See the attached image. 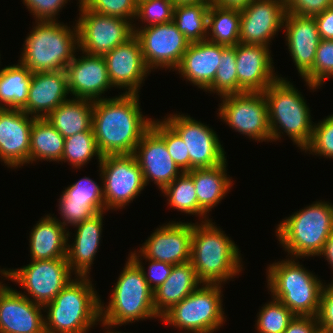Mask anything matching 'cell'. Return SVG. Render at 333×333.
<instances>
[{"label":"cell","instance_id":"obj_33","mask_svg":"<svg viewBox=\"0 0 333 333\" xmlns=\"http://www.w3.org/2000/svg\"><path fill=\"white\" fill-rule=\"evenodd\" d=\"M64 140L46 118H35L30 132V162L61 161Z\"/></svg>","mask_w":333,"mask_h":333},{"label":"cell","instance_id":"obj_53","mask_svg":"<svg viewBox=\"0 0 333 333\" xmlns=\"http://www.w3.org/2000/svg\"><path fill=\"white\" fill-rule=\"evenodd\" d=\"M253 0H213L212 2L227 8L243 9Z\"/></svg>","mask_w":333,"mask_h":333},{"label":"cell","instance_id":"obj_45","mask_svg":"<svg viewBox=\"0 0 333 333\" xmlns=\"http://www.w3.org/2000/svg\"><path fill=\"white\" fill-rule=\"evenodd\" d=\"M304 150L333 158V114L314 124L311 141Z\"/></svg>","mask_w":333,"mask_h":333},{"label":"cell","instance_id":"obj_36","mask_svg":"<svg viewBox=\"0 0 333 333\" xmlns=\"http://www.w3.org/2000/svg\"><path fill=\"white\" fill-rule=\"evenodd\" d=\"M162 193L167 196L170 207L199 217L204 216V221L210 220L206 218L207 213L198 205L193 178L187 172L176 177L162 190Z\"/></svg>","mask_w":333,"mask_h":333},{"label":"cell","instance_id":"obj_10","mask_svg":"<svg viewBox=\"0 0 333 333\" xmlns=\"http://www.w3.org/2000/svg\"><path fill=\"white\" fill-rule=\"evenodd\" d=\"M3 277L19 283L33 299L44 306L72 280L67 259L32 260L20 269L0 270Z\"/></svg>","mask_w":333,"mask_h":333},{"label":"cell","instance_id":"obj_28","mask_svg":"<svg viewBox=\"0 0 333 333\" xmlns=\"http://www.w3.org/2000/svg\"><path fill=\"white\" fill-rule=\"evenodd\" d=\"M200 284L190 261L173 265L168 278L154 291V308L158 318L190 295Z\"/></svg>","mask_w":333,"mask_h":333},{"label":"cell","instance_id":"obj_23","mask_svg":"<svg viewBox=\"0 0 333 333\" xmlns=\"http://www.w3.org/2000/svg\"><path fill=\"white\" fill-rule=\"evenodd\" d=\"M8 287L0 298V333H45L43 306Z\"/></svg>","mask_w":333,"mask_h":333},{"label":"cell","instance_id":"obj_31","mask_svg":"<svg viewBox=\"0 0 333 333\" xmlns=\"http://www.w3.org/2000/svg\"><path fill=\"white\" fill-rule=\"evenodd\" d=\"M226 160L211 168H196L187 172L194 182L198 205L209 213L231 189V177L226 173Z\"/></svg>","mask_w":333,"mask_h":333},{"label":"cell","instance_id":"obj_2","mask_svg":"<svg viewBox=\"0 0 333 333\" xmlns=\"http://www.w3.org/2000/svg\"><path fill=\"white\" fill-rule=\"evenodd\" d=\"M201 220V224L193 223L190 263L202 284H222L242 271L241 254L221 228Z\"/></svg>","mask_w":333,"mask_h":333},{"label":"cell","instance_id":"obj_34","mask_svg":"<svg viewBox=\"0 0 333 333\" xmlns=\"http://www.w3.org/2000/svg\"><path fill=\"white\" fill-rule=\"evenodd\" d=\"M240 18V9L222 7L211 2L208 12V38L206 40L225 46L239 44Z\"/></svg>","mask_w":333,"mask_h":333},{"label":"cell","instance_id":"obj_38","mask_svg":"<svg viewBox=\"0 0 333 333\" xmlns=\"http://www.w3.org/2000/svg\"><path fill=\"white\" fill-rule=\"evenodd\" d=\"M235 46H226L221 52L220 64L213 83L206 89L220 97L238 93Z\"/></svg>","mask_w":333,"mask_h":333},{"label":"cell","instance_id":"obj_32","mask_svg":"<svg viewBox=\"0 0 333 333\" xmlns=\"http://www.w3.org/2000/svg\"><path fill=\"white\" fill-rule=\"evenodd\" d=\"M31 79L32 72L22 64L1 69L0 108L22 110L26 106Z\"/></svg>","mask_w":333,"mask_h":333},{"label":"cell","instance_id":"obj_50","mask_svg":"<svg viewBox=\"0 0 333 333\" xmlns=\"http://www.w3.org/2000/svg\"><path fill=\"white\" fill-rule=\"evenodd\" d=\"M317 319L320 330L333 333V280L323 287Z\"/></svg>","mask_w":333,"mask_h":333},{"label":"cell","instance_id":"obj_40","mask_svg":"<svg viewBox=\"0 0 333 333\" xmlns=\"http://www.w3.org/2000/svg\"><path fill=\"white\" fill-rule=\"evenodd\" d=\"M331 76L333 77V40L321 39L313 67L303 78L309 88L314 90Z\"/></svg>","mask_w":333,"mask_h":333},{"label":"cell","instance_id":"obj_14","mask_svg":"<svg viewBox=\"0 0 333 333\" xmlns=\"http://www.w3.org/2000/svg\"><path fill=\"white\" fill-rule=\"evenodd\" d=\"M134 35L141 44L143 59L147 68H171L176 70L183 55L190 45L189 40L178 30L171 21L136 29Z\"/></svg>","mask_w":333,"mask_h":333},{"label":"cell","instance_id":"obj_21","mask_svg":"<svg viewBox=\"0 0 333 333\" xmlns=\"http://www.w3.org/2000/svg\"><path fill=\"white\" fill-rule=\"evenodd\" d=\"M269 46L239 43L235 45L238 93L264 92L279 77L274 76V66Z\"/></svg>","mask_w":333,"mask_h":333},{"label":"cell","instance_id":"obj_43","mask_svg":"<svg viewBox=\"0 0 333 333\" xmlns=\"http://www.w3.org/2000/svg\"><path fill=\"white\" fill-rule=\"evenodd\" d=\"M79 2L90 11L130 22L137 15L136 0H79Z\"/></svg>","mask_w":333,"mask_h":333},{"label":"cell","instance_id":"obj_6","mask_svg":"<svg viewBox=\"0 0 333 333\" xmlns=\"http://www.w3.org/2000/svg\"><path fill=\"white\" fill-rule=\"evenodd\" d=\"M300 93L290 81L282 77L263 92L268 108L271 141L279 140L283 130L297 147L304 149L311 141L314 123L306 100Z\"/></svg>","mask_w":333,"mask_h":333},{"label":"cell","instance_id":"obj_54","mask_svg":"<svg viewBox=\"0 0 333 333\" xmlns=\"http://www.w3.org/2000/svg\"><path fill=\"white\" fill-rule=\"evenodd\" d=\"M319 255H323L333 268V232L325 242L324 247Z\"/></svg>","mask_w":333,"mask_h":333},{"label":"cell","instance_id":"obj_30","mask_svg":"<svg viewBox=\"0 0 333 333\" xmlns=\"http://www.w3.org/2000/svg\"><path fill=\"white\" fill-rule=\"evenodd\" d=\"M93 102L71 98L61 103L46 119L64 137L92 130Z\"/></svg>","mask_w":333,"mask_h":333},{"label":"cell","instance_id":"obj_12","mask_svg":"<svg viewBox=\"0 0 333 333\" xmlns=\"http://www.w3.org/2000/svg\"><path fill=\"white\" fill-rule=\"evenodd\" d=\"M79 8L81 16L76 24L83 54L103 56L134 35L135 24L129 20L90 11L81 3Z\"/></svg>","mask_w":333,"mask_h":333},{"label":"cell","instance_id":"obj_51","mask_svg":"<svg viewBox=\"0 0 333 333\" xmlns=\"http://www.w3.org/2000/svg\"><path fill=\"white\" fill-rule=\"evenodd\" d=\"M320 326L317 317L295 316L284 333H318Z\"/></svg>","mask_w":333,"mask_h":333},{"label":"cell","instance_id":"obj_42","mask_svg":"<svg viewBox=\"0 0 333 333\" xmlns=\"http://www.w3.org/2000/svg\"><path fill=\"white\" fill-rule=\"evenodd\" d=\"M151 128L165 141L171 158L182 172L190 171V159L184 141L164 121H152Z\"/></svg>","mask_w":333,"mask_h":333},{"label":"cell","instance_id":"obj_9","mask_svg":"<svg viewBox=\"0 0 333 333\" xmlns=\"http://www.w3.org/2000/svg\"><path fill=\"white\" fill-rule=\"evenodd\" d=\"M221 292V284H202L160 320L190 333H213L226 319Z\"/></svg>","mask_w":333,"mask_h":333},{"label":"cell","instance_id":"obj_49","mask_svg":"<svg viewBox=\"0 0 333 333\" xmlns=\"http://www.w3.org/2000/svg\"><path fill=\"white\" fill-rule=\"evenodd\" d=\"M333 6V0H285L286 13L313 17Z\"/></svg>","mask_w":333,"mask_h":333},{"label":"cell","instance_id":"obj_3","mask_svg":"<svg viewBox=\"0 0 333 333\" xmlns=\"http://www.w3.org/2000/svg\"><path fill=\"white\" fill-rule=\"evenodd\" d=\"M43 307L45 333H87L100 322L101 299L88 276H77Z\"/></svg>","mask_w":333,"mask_h":333},{"label":"cell","instance_id":"obj_44","mask_svg":"<svg viewBox=\"0 0 333 333\" xmlns=\"http://www.w3.org/2000/svg\"><path fill=\"white\" fill-rule=\"evenodd\" d=\"M174 3L172 0H142L137 5L135 19L146 22L148 27L173 21Z\"/></svg>","mask_w":333,"mask_h":333},{"label":"cell","instance_id":"obj_20","mask_svg":"<svg viewBox=\"0 0 333 333\" xmlns=\"http://www.w3.org/2000/svg\"><path fill=\"white\" fill-rule=\"evenodd\" d=\"M133 155L145 184L152 180L161 191L183 173L171 158L165 141L152 128L143 135Z\"/></svg>","mask_w":333,"mask_h":333},{"label":"cell","instance_id":"obj_26","mask_svg":"<svg viewBox=\"0 0 333 333\" xmlns=\"http://www.w3.org/2000/svg\"><path fill=\"white\" fill-rule=\"evenodd\" d=\"M225 47L208 40L190 43L176 70L194 86L206 90L214 81Z\"/></svg>","mask_w":333,"mask_h":333},{"label":"cell","instance_id":"obj_41","mask_svg":"<svg viewBox=\"0 0 333 333\" xmlns=\"http://www.w3.org/2000/svg\"><path fill=\"white\" fill-rule=\"evenodd\" d=\"M103 186L101 188L89 177L81 178L76 183L67 187L62 193L77 204H92L99 212L105 211Z\"/></svg>","mask_w":333,"mask_h":333},{"label":"cell","instance_id":"obj_39","mask_svg":"<svg viewBox=\"0 0 333 333\" xmlns=\"http://www.w3.org/2000/svg\"><path fill=\"white\" fill-rule=\"evenodd\" d=\"M261 308L256 322L258 333H284L295 317L283 303L274 298Z\"/></svg>","mask_w":333,"mask_h":333},{"label":"cell","instance_id":"obj_13","mask_svg":"<svg viewBox=\"0 0 333 333\" xmlns=\"http://www.w3.org/2000/svg\"><path fill=\"white\" fill-rule=\"evenodd\" d=\"M222 98L218 114L221 120L253 140H271L268 108L263 92H242Z\"/></svg>","mask_w":333,"mask_h":333},{"label":"cell","instance_id":"obj_1","mask_svg":"<svg viewBox=\"0 0 333 333\" xmlns=\"http://www.w3.org/2000/svg\"><path fill=\"white\" fill-rule=\"evenodd\" d=\"M139 104V94L128 93L93 102L92 130L102 156L134 153L153 121Z\"/></svg>","mask_w":333,"mask_h":333},{"label":"cell","instance_id":"obj_37","mask_svg":"<svg viewBox=\"0 0 333 333\" xmlns=\"http://www.w3.org/2000/svg\"><path fill=\"white\" fill-rule=\"evenodd\" d=\"M93 156H97L99 161L102 159L93 131H84L65 138L61 162H70L72 167L77 169L91 161Z\"/></svg>","mask_w":333,"mask_h":333},{"label":"cell","instance_id":"obj_15","mask_svg":"<svg viewBox=\"0 0 333 333\" xmlns=\"http://www.w3.org/2000/svg\"><path fill=\"white\" fill-rule=\"evenodd\" d=\"M164 121L186 144L190 171L196 168H211L226 160V153L219 138L209 126L184 114L169 115Z\"/></svg>","mask_w":333,"mask_h":333},{"label":"cell","instance_id":"obj_35","mask_svg":"<svg viewBox=\"0 0 333 333\" xmlns=\"http://www.w3.org/2000/svg\"><path fill=\"white\" fill-rule=\"evenodd\" d=\"M210 4L201 2L174 6L173 22L190 43L206 40Z\"/></svg>","mask_w":333,"mask_h":333},{"label":"cell","instance_id":"obj_56","mask_svg":"<svg viewBox=\"0 0 333 333\" xmlns=\"http://www.w3.org/2000/svg\"><path fill=\"white\" fill-rule=\"evenodd\" d=\"M2 282H0V298L2 293L8 288V286H5V284H1Z\"/></svg>","mask_w":333,"mask_h":333},{"label":"cell","instance_id":"obj_46","mask_svg":"<svg viewBox=\"0 0 333 333\" xmlns=\"http://www.w3.org/2000/svg\"><path fill=\"white\" fill-rule=\"evenodd\" d=\"M60 197L58 206L63 222L58 221L64 228L68 226L67 224L73 226L80 224L84 220L91 218L94 214L99 213L92 204L71 203L63 194Z\"/></svg>","mask_w":333,"mask_h":333},{"label":"cell","instance_id":"obj_7","mask_svg":"<svg viewBox=\"0 0 333 333\" xmlns=\"http://www.w3.org/2000/svg\"><path fill=\"white\" fill-rule=\"evenodd\" d=\"M285 260L268 267L266 278L272 298L283 303L295 316L317 317L323 282L295 262L296 258Z\"/></svg>","mask_w":333,"mask_h":333},{"label":"cell","instance_id":"obj_4","mask_svg":"<svg viewBox=\"0 0 333 333\" xmlns=\"http://www.w3.org/2000/svg\"><path fill=\"white\" fill-rule=\"evenodd\" d=\"M128 258L112 290L109 304L104 307L100 302V322L104 328L158 317L154 308V291L140 266L130 256Z\"/></svg>","mask_w":333,"mask_h":333},{"label":"cell","instance_id":"obj_11","mask_svg":"<svg viewBox=\"0 0 333 333\" xmlns=\"http://www.w3.org/2000/svg\"><path fill=\"white\" fill-rule=\"evenodd\" d=\"M105 211L129 205L146 186L133 154L106 155L99 161Z\"/></svg>","mask_w":333,"mask_h":333},{"label":"cell","instance_id":"obj_27","mask_svg":"<svg viewBox=\"0 0 333 333\" xmlns=\"http://www.w3.org/2000/svg\"><path fill=\"white\" fill-rule=\"evenodd\" d=\"M103 212L94 214L91 218L75 225L74 242L67 245V262L71 272L76 276H89L98 247L100 246L103 227Z\"/></svg>","mask_w":333,"mask_h":333},{"label":"cell","instance_id":"obj_57","mask_svg":"<svg viewBox=\"0 0 333 333\" xmlns=\"http://www.w3.org/2000/svg\"><path fill=\"white\" fill-rule=\"evenodd\" d=\"M318 333H331V332H326V331L320 330Z\"/></svg>","mask_w":333,"mask_h":333},{"label":"cell","instance_id":"obj_52","mask_svg":"<svg viewBox=\"0 0 333 333\" xmlns=\"http://www.w3.org/2000/svg\"><path fill=\"white\" fill-rule=\"evenodd\" d=\"M313 17L316 21L320 39L333 40V6Z\"/></svg>","mask_w":333,"mask_h":333},{"label":"cell","instance_id":"obj_55","mask_svg":"<svg viewBox=\"0 0 333 333\" xmlns=\"http://www.w3.org/2000/svg\"><path fill=\"white\" fill-rule=\"evenodd\" d=\"M213 0H172L174 5L189 4V3H201V2H212Z\"/></svg>","mask_w":333,"mask_h":333},{"label":"cell","instance_id":"obj_29","mask_svg":"<svg viewBox=\"0 0 333 333\" xmlns=\"http://www.w3.org/2000/svg\"><path fill=\"white\" fill-rule=\"evenodd\" d=\"M66 229L55 217L47 215L41 218L29 236L31 259H67V242L70 234Z\"/></svg>","mask_w":333,"mask_h":333},{"label":"cell","instance_id":"obj_24","mask_svg":"<svg viewBox=\"0 0 333 333\" xmlns=\"http://www.w3.org/2000/svg\"><path fill=\"white\" fill-rule=\"evenodd\" d=\"M283 25L292 60L303 77L312 69L320 36L314 17L286 13Z\"/></svg>","mask_w":333,"mask_h":333},{"label":"cell","instance_id":"obj_48","mask_svg":"<svg viewBox=\"0 0 333 333\" xmlns=\"http://www.w3.org/2000/svg\"><path fill=\"white\" fill-rule=\"evenodd\" d=\"M68 0H23L37 21H56L57 13ZM63 6V7H62Z\"/></svg>","mask_w":333,"mask_h":333},{"label":"cell","instance_id":"obj_19","mask_svg":"<svg viewBox=\"0 0 333 333\" xmlns=\"http://www.w3.org/2000/svg\"><path fill=\"white\" fill-rule=\"evenodd\" d=\"M157 228L140 248L147 258L171 265L190 261L193 224L171 222Z\"/></svg>","mask_w":333,"mask_h":333},{"label":"cell","instance_id":"obj_58","mask_svg":"<svg viewBox=\"0 0 333 333\" xmlns=\"http://www.w3.org/2000/svg\"><path fill=\"white\" fill-rule=\"evenodd\" d=\"M109 330H107V333H121V332H112V331H109ZM125 333V332H124Z\"/></svg>","mask_w":333,"mask_h":333},{"label":"cell","instance_id":"obj_5","mask_svg":"<svg viewBox=\"0 0 333 333\" xmlns=\"http://www.w3.org/2000/svg\"><path fill=\"white\" fill-rule=\"evenodd\" d=\"M74 27L72 31L56 21H37L26 37L19 63L32 73L65 70L79 49L77 24Z\"/></svg>","mask_w":333,"mask_h":333},{"label":"cell","instance_id":"obj_22","mask_svg":"<svg viewBox=\"0 0 333 333\" xmlns=\"http://www.w3.org/2000/svg\"><path fill=\"white\" fill-rule=\"evenodd\" d=\"M85 54L74 57L65 69L68 89L74 98L100 100L104 91L113 87L106 62L103 56Z\"/></svg>","mask_w":333,"mask_h":333},{"label":"cell","instance_id":"obj_17","mask_svg":"<svg viewBox=\"0 0 333 333\" xmlns=\"http://www.w3.org/2000/svg\"><path fill=\"white\" fill-rule=\"evenodd\" d=\"M103 58L112 86L126 88V94H138L142 81L150 71L143 59L138 38L133 35L126 42L103 55Z\"/></svg>","mask_w":333,"mask_h":333},{"label":"cell","instance_id":"obj_8","mask_svg":"<svg viewBox=\"0 0 333 333\" xmlns=\"http://www.w3.org/2000/svg\"><path fill=\"white\" fill-rule=\"evenodd\" d=\"M277 227L276 236L291 258L319 256L333 232V205L318 201L295 212Z\"/></svg>","mask_w":333,"mask_h":333},{"label":"cell","instance_id":"obj_25","mask_svg":"<svg viewBox=\"0 0 333 333\" xmlns=\"http://www.w3.org/2000/svg\"><path fill=\"white\" fill-rule=\"evenodd\" d=\"M65 70L32 73L28 99L22 111L34 118H46L69 94Z\"/></svg>","mask_w":333,"mask_h":333},{"label":"cell","instance_id":"obj_16","mask_svg":"<svg viewBox=\"0 0 333 333\" xmlns=\"http://www.w3.org/2000/svg\"><path fill=\"white\" fill-rule=\"evenodd\" d=\"M240 14V43L269 46L284 25L285 0H253Z\"/></svg>","mask_w":333,"mask_h":333},{"label":"cell","instance_id":"obj_18","mask_svg":"<svg viewBox=\"0 0 333 333\" xmlns=\"http://www.w3.org/2000/svg\"><path fill=\"white\" fill-rule=\"evenodd\" d=\"M34 117L20 109L0 108V159L10 168L30 163Z\"/></svg>","mask_w":333,"mask_h":333},{"label":"cell","instance_id":"obj_47","mask_svg":"<svg viewBox=\"0 0 333 333\" xmlns=\"http://www.w3.org/2000/svg\"><path fill=\"white\" fill-rule=\"evenodd\" d=\"M135 251L132 253L130 257L140 266V268L143 270V274L145 277V280L148 282L149 287L155 291L161 284L164 283V281L168 278L170 275L173 265L166 263V262H160L155 261L151 259H147L140 251ZM139 253L141 255H139ZM141 256V257H140ZM144 258L147 261L149 260V268L148 273H146L144 267L142 266V262H140V258ZM149 274V275H148ZM153 283V284H152Z\"/></svg>","mask_w":333,"mask_h":333}]
</instances>
